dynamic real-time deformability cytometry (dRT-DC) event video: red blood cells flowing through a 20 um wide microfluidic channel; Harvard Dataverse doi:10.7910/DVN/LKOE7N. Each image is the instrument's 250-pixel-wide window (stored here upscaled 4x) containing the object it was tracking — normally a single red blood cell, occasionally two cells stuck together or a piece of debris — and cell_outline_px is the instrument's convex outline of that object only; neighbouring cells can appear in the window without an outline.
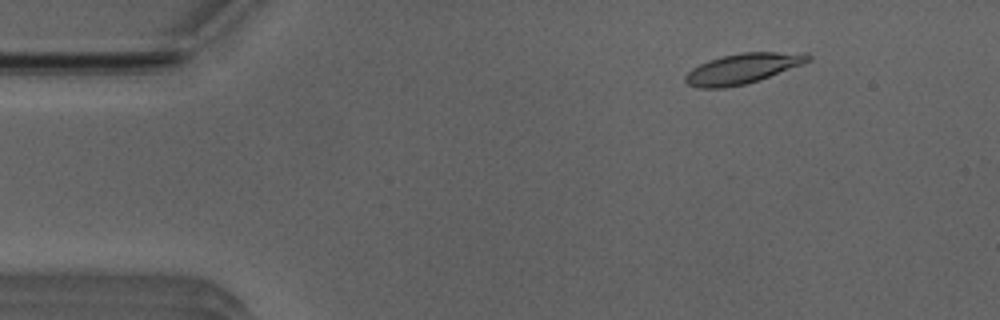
{"species": "Egyptian fruit bat (a non-hibernating species)", "species_latin": "Rousettus aegyptiacus", "temperature_condition": "room temperature", "stored_images_in_passage": 49, "camera_frame_rate_fps": 3000, "um_per_image_px": 0.085, "animal": {"sex": "male"}, "frame": {"image": 1, "passage_image": 7, "time_ms": 2.0, "image_size_px": [1000, 320], "cell_outline_px": [[812, 60], [804, 64], [760, 80], [744, 84], [724, 88], [700, 88], [688, 84], [684, 80], [684, 76], [692, 68], [708, 60], [720, 56], [740, 52], [808, 52], [812, 56]], "centroid_in_image_um": [63.18, 5.81], "position_along_channel_um": 21.8, "area_um2": 21.96}}
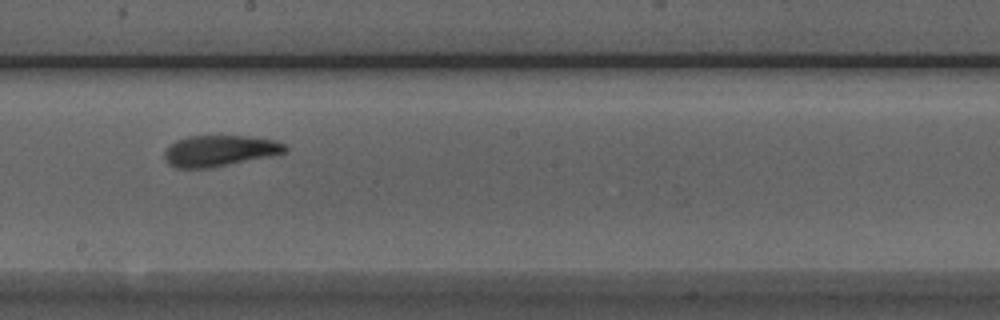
{"frame": {"image": 2, "passage_image": 29, "time_ms": 9.333, "image_size_px": [1000, 320], "cell_outline_px": [[288, 152], [272, 156], [208, 168], [176, 168], [168, 164], [164, 160], [164, 152], [176, 140], [188, 136], [248, 136], [276, 140], [284, 144], [288, 148]], "centroid_in_image_um": [18.69, 12.82], "position_along_channel_um": 229.5, "area_um2": 21.91}}
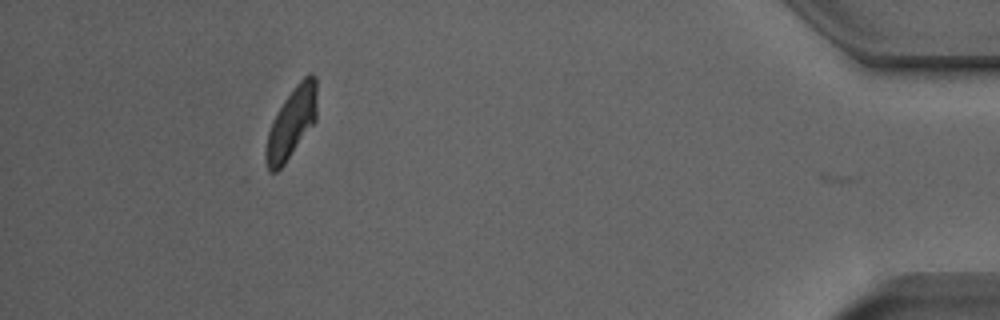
{"frame": {"image": 3, "passage_image": 48, "time_ms": 15.667, "image_size_px": [1000, 320], "cell_outline_px": [[316, 120], [284, 164], [276, 172], [268, 172], [264, 160], [264, 152], [268, 132], [272, 120], [284, 100], [296, 84], [308, 72], [312, 72], [316, 76]], "centroid_in_image_um": [24.75, 10.44], "position_along_channel_um": 410.4, "area_um2": 21.04}, "authors_computed_cell_mechanics": {"area_um2": 21.6172, "velocity_mm_per_s": 3.8792, "shape_relaxation_time_tau1_ms": 3.4152, "shape_relaxation_time_tau2_ms": 1.9151, "deformation_change_tau1": 0.1452, "deformation_change_tau2": 0.0923}}